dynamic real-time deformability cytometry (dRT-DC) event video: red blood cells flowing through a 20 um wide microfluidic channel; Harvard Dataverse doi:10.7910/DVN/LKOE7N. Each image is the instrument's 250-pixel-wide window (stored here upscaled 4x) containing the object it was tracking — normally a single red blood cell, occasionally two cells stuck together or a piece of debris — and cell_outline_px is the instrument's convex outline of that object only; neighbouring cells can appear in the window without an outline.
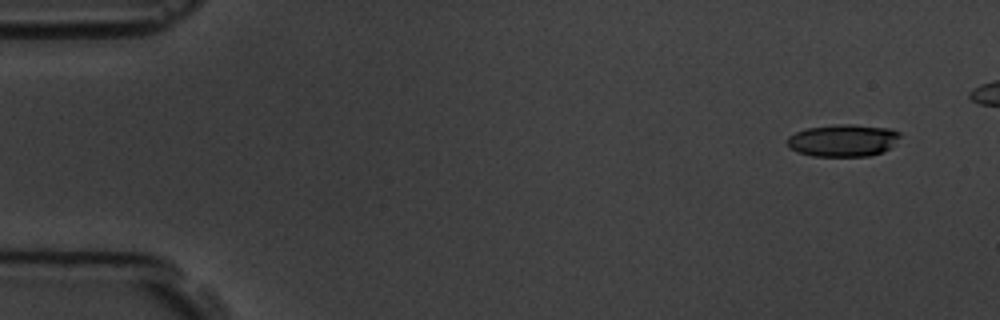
{"species": "common noctule bat (a hibernating species)", "species_latin": "Nyctalus noctula", "temperature_condition": "room temperature", "stored_images_in_passage": 7, "segment_of_instrument_passage": [1, 2], "camera_frame_rate_fps": 3000, "um_per_image_px": 0.085, "animal": {"sex": "male", "body_mass_g": 19.5, "forearm_length_mm": 54.6}, "frame": {"image": 1, "passage_image": 1, "time_ms": 0.0, "image_size_px": [1000, 320], "cell_outline_px": [[900, 136], [888, 148], [880, 152], [868, 156], [812, 156], [796, 152], [784, 140], [788, 136], [796, 132], [808, 128], [836, 124], [852, 124], [892, 128], [900, 132]], "centroid_in_image_um": [71.62, 11.92], "position_along_channel_um": 13.4, "area_um2": 21.15}}
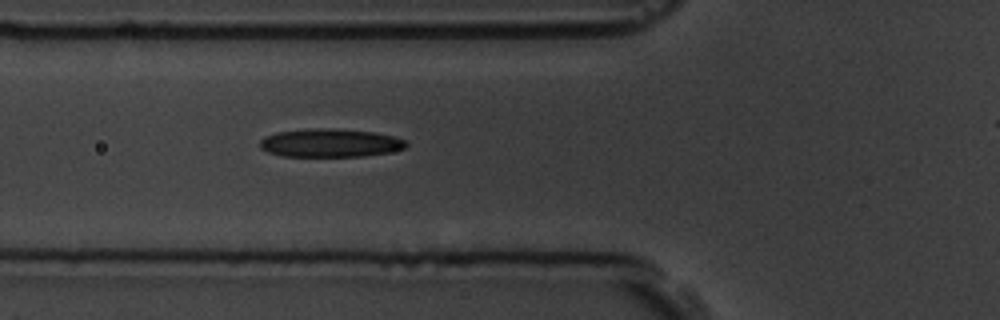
{"frame": {"image": 2, "passage_image": 6, "time_ms": 5.667, "image_size_px": [1000, 320], "cell_outline_px": [[408, 144], [404, 148], [388, 152], [364, 156], [284, 156], [268, 152], [260, 148], [260, 140], [264, 136], [276, 132], [316, 128], [332, 128], [372, 132], [392, 136], [404, 140]], "centroid_in_image_um": [28.02, 12.15], "position_along_channel_um": 97.8, "area_um2": 23.93}}